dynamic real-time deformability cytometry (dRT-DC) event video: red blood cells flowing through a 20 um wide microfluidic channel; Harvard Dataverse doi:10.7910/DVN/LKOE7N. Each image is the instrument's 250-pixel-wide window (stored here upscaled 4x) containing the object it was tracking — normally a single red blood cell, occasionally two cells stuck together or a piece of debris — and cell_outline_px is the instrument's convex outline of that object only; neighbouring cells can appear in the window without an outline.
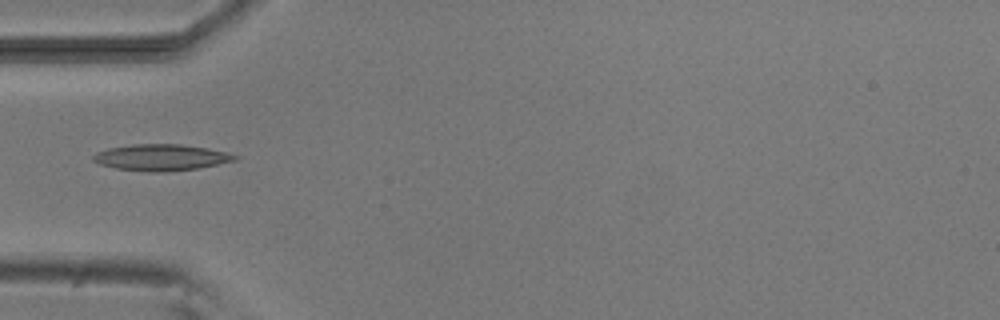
{"species": "common noctule bat (a hibernating species)", "species_latin": "Nyctalus noctula", "temperature_condition": "room temperature", "stored_images_in_passage": 5, "camera_frame_rate_fps": 3000, "um_per_image_px": 0.085, "animal": {"sex": "male", "body_mass_g": 20.5, "forearm_length_mm": 52.5}, "frame": {"image": 1, "passage_image": 4, "time_ms": 4.333, "image_size_px": [1000, 320], "cell_outline_px": [[240, 156], [236, 160], [196, 168], [168, 172], [148, 172], [116, 168], [100, 164], [92, 160], [92, 156], [96, 152], [108, 148], [132, 144], [180, 144], [208, 148], [228, 152]], "centroid_in_image_um": [13.69, 13.38], "position_along_channel_um": 71.3, "area_um2": 21.79}}
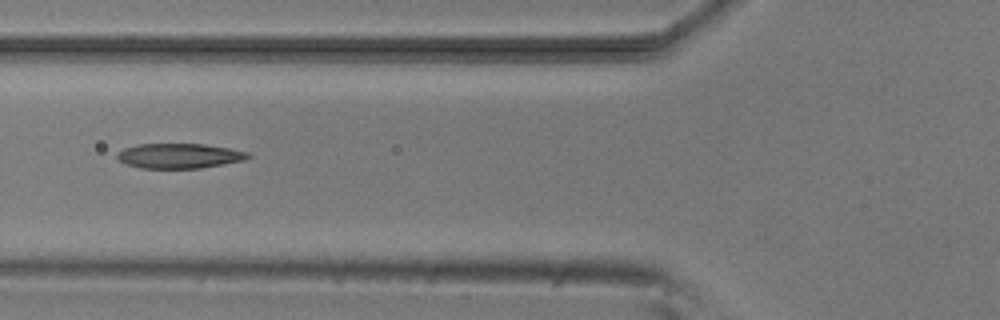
{"frame": {"image": 2, "passage_image": 5, "time_ms": 5.333, "image_size_px": [1000, 320], "cell_outline_px": [[252, 156], [244, 160], [200, 168], [140, 168], [124, 164], [116, 156], [116, 152], [124, 148], [136, 144], [204, 144], [228, 148], [248, 152]], "centroid_in_image_um": [15.19, 13.24], "position_along_channel_um": 110.6, "area_um2": 19.02}}